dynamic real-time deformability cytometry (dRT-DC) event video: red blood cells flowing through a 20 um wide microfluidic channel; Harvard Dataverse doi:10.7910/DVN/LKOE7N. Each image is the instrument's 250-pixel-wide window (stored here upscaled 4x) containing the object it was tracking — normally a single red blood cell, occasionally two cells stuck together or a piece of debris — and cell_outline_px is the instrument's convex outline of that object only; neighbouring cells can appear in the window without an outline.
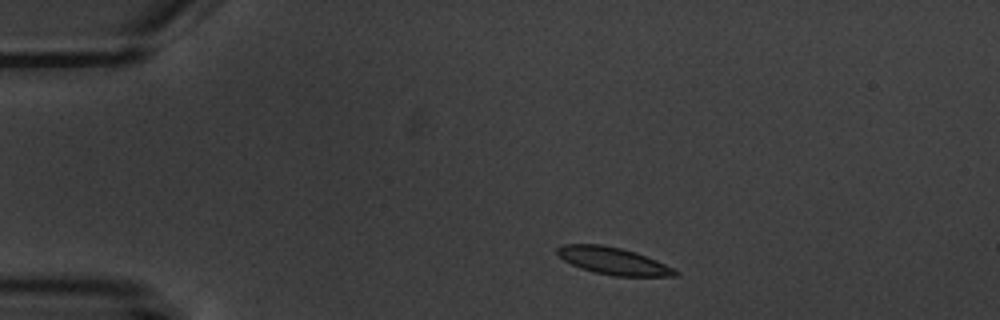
{"species": "common noctule bat (a hibernating species)", "species_latin": "Nyctalus noctula", "temperature_condition": "warm", "stored_images_in_passage": 2, "camera_frame_rate_fps": 3000, "um_per_image_px": 0.085, "animal": {"sex": "male", "body_mass_g": 20.1, "forearm_length_mm": 53.5}, "frame": {"image": 1, "passage_image": 1, "time_ms": 0.0, "image_size_px": [1000, 320], "cell_outline_px": [[680, 272], [676, 276], [616, 276], [596, 272], [580, 268], [564, 260], [556, 252], [556, 248], [560, 244], [604, 244], [636, 252], [676, 268]], "centroid_in_image_um": [52.15, 22.17], "position_along_channel_um": 32.9, "area_um2": 18.73}}